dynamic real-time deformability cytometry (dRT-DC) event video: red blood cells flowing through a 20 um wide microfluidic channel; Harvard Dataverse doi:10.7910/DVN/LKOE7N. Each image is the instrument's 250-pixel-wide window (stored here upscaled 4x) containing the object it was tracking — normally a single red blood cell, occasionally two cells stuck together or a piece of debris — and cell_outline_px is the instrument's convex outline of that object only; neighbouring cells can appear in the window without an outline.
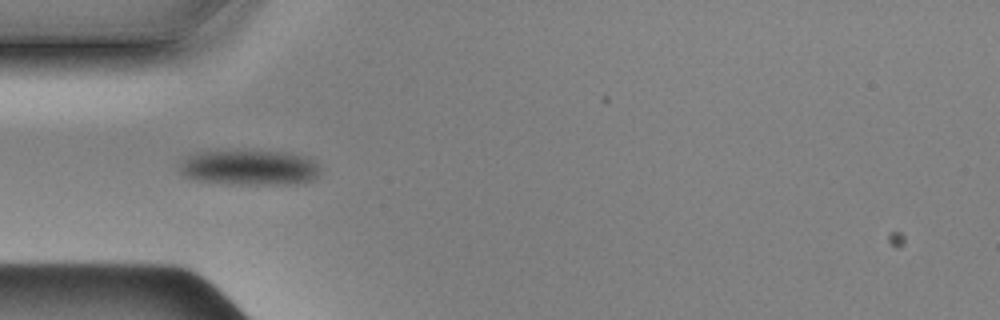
{"species": "Egyptian fruit bat (a non-hibernating species)", "species_latin": "Rousettus aegyptiacus", "temperature_condition": "cold", "stored_images_in_passage": 37, "camera_frame_rate_fps": 3000, "um_per_image_px": 0.085, "animal": {"sex": "male"}, "frame": {"image": 1, "passage_image": 1, "time_ms": 0.0, "image_size_px": [1000, 320], "cell_outline_px": [[320, 172], [312, 180], [296, 184], [228, 184], [192, 180], [184, 176], [180, 172], [180, 164], [184, 160], [196, 152], [288, 152], [304, 156], [312, 160], [320, 168]], "centroid_in_image_um": [21.21, 14.28], "position_along_channel_um": 63.8, "area_um2": 28.61}}
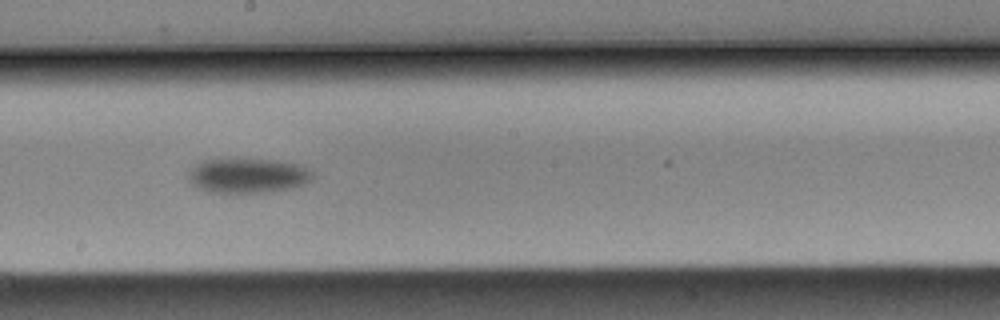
{"frame": {"image": 2, "passage_image": 15, "time_ms": 4.667, "image_size_px": [1000, 320], "cell_outline_px": [[316, 176], [308, 184], [296, 188], [272, 192], [244, 196], [228, 196], [204, 192], [196, 188], [184, 176], [192, 164], [200, 160], [220, 156], [244, 156], [284, 160], [304, 164], [312, 168], [316, 172]], "centroid_in_image_um": [21.05, 14.91], "position_along_channel_um": 227.2, "area_um2": 29.13}}
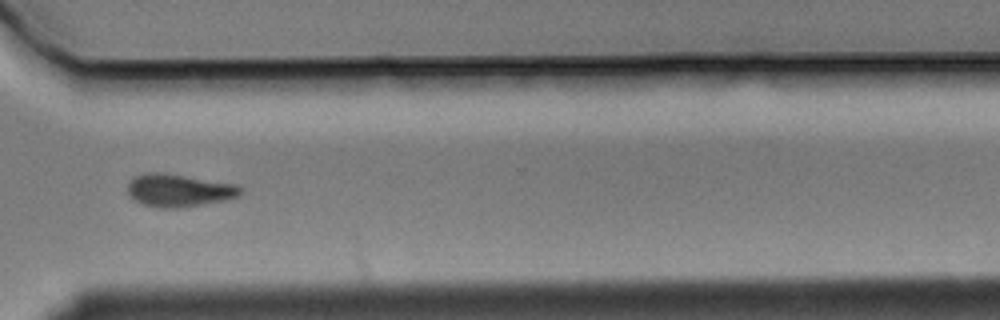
{"frame": {"image": 3, "passage_image": 26, "time_ms": 8.333, "image_size_px": [1000, 320], "cell_outline_px": [[244, 192], [236, 200], [180, 208], [156, 208], [140, 204], [132, 200], [128, 196], [128, 184], [136, 176], [144, 172], [164, 172], [236, 184], [244, 188]], "centroid_in_image_um": [15.28, 16.21], "position_along_channel_um": 355.3, "area_um2": 22.48}, "authors_computed_cell_mechanics": {"area_um2": 25.8944, "velocity_mm_per_s": 3.5132, "shape_relaxation_time_tau1_ms": 1.7202, "shape_relaxation_time_tau2_ms": null, "deformation_change_tau1": 0.0371, "deformation_change_tau2": null}}